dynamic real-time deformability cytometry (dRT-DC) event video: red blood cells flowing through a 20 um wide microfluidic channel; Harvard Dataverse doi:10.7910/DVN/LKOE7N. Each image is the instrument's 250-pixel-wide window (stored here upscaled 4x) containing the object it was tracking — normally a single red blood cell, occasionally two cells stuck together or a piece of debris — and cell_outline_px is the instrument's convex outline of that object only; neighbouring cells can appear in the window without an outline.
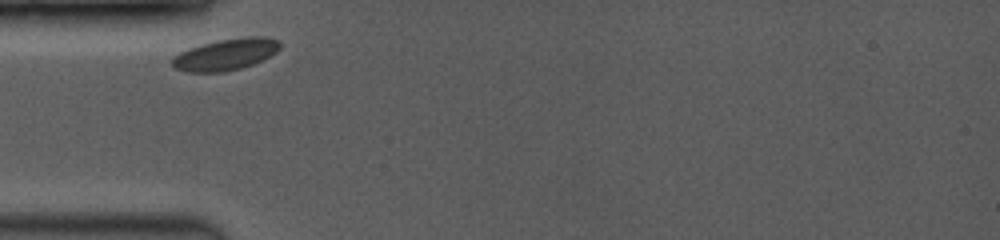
{"species": "common noctule bat (a hibernating species)", "species_latin": "Nyctalus noctula", "temperature_condition": "room temperature", "stored_images_in_passage": 26, "camera_frame_rate_fps": 3500, "um_per_image_px": 0.085, "animal": {"sex": "female", "body_mass_g": 19.0, "forearm_length_mm": 53.3}, "frame": {"image": 1, "passage_image": 1, "time_ms": 0.0, "image_size_px": [1000, 240], "cell_outline_px": [[280, 48], [276, 52], [252, 64], [240, 68], [224, 72], [188, 72], [176, 68], [172, 64], [172, 56], [188, 48], [200, 44], [220, 40], [244, 36], [264, 36], [280, 40]], "centroid_in_image_um": [19.18, 4.61], "position_along_channel_um": 65.8, "area_um2": 19.77}}
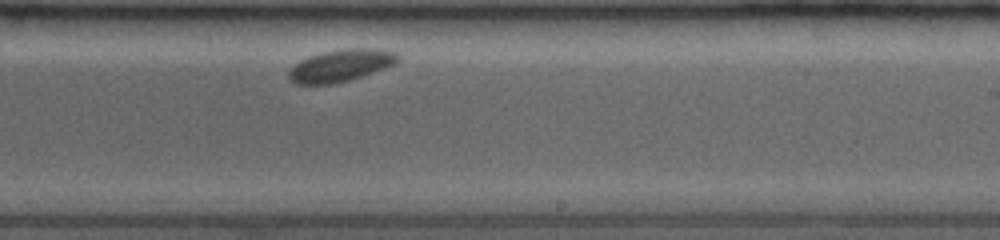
{"frame": {"image": 2, "passage_image": 14, "time_ms": 5.429, "image_size_px": [1000, 240], "cell_outline_px": [[400, 60], [396, 64], [348, 80], [332, 84], [296, 84], [288, 76], [288, 72], [300, 60], [324, 52], [348, 48], [376, 48], [396, 52], [400, 56]], "centroid_in_image_um": [29.02, 5.56], "position_along_channel_um": 260.0, "area_um2": 20.11}}
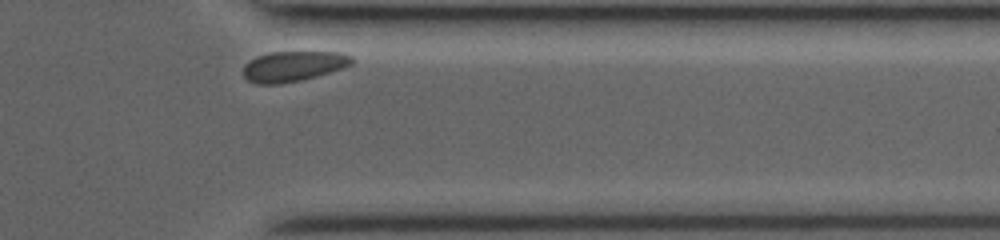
{"frame": {"image": 3, "passage_image": 26, "time_ms": 8.857, "image_size_px": [1000, 240], "cell_outline_px": [[356, 60], [352, 64], [316, 76], [300, 80], [280, 84], [256, 84], [248, 80], [244, 76], [244, 64], [256, 56], [268, 52], [340, 52], [352, 56]], "centroid_in_image_um": [24.91, 5.62], "position_along_channel_um": 386.5, "area_um2": 19.13}}